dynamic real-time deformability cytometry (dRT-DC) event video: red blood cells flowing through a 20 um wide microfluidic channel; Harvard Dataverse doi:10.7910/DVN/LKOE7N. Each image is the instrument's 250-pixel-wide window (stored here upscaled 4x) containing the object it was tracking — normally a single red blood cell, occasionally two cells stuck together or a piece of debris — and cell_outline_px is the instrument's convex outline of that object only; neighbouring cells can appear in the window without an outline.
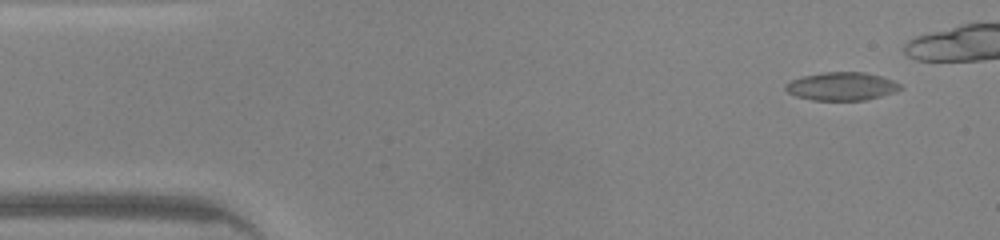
{"species": "common noctule bat (a hibernating species)", "species_latin": "Nyctalus noctula", "temperature_condition": "warm", "stored_images_in_passage": 17, "camera_frame_rate_fps": 3000, "um_per_image_px": 0.085, "animal": {"sex": "male", "body_mass_g": 20.0, "forearm_length_mm": 53.3}, "frame": {"image": 1, "passage_image": 1, "time_ms": 0.0, "image_size_px": [1000, 240], "cell_outline_px": [[904, 88], [896, 92], [864, 100], [812, 100], [796, 96], [788, 92], [784, 88], [784, 84], [792, 80], [804, 76], [824, 72], [864, 72], [880, 76], [892, 80], [900, 84]], "centroid_in_image_um": [71.55, 7.34], "position_along_channel_um": 13.5, "area_um2": 18.79}}
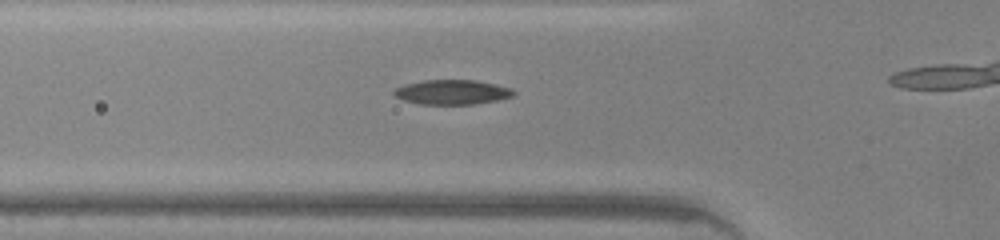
{"frame": {"image": 2, "passage_image": 13, "time_ms": 4.0, "image_size_px": [1000, 240], "cell_outline_px": [[516, 92], [512, 96], [496, 100], [472, 104], [420, 104], [404, 100], [396, 96], [392, 92], [396, 88], [404, 84], [424, 80], [476, 80], [496, 84], [512, 88]], "centroid_in_image_um": [38.43, 7.82], "position_along_channel_um": 87.4, "area_um2": 17.11}}
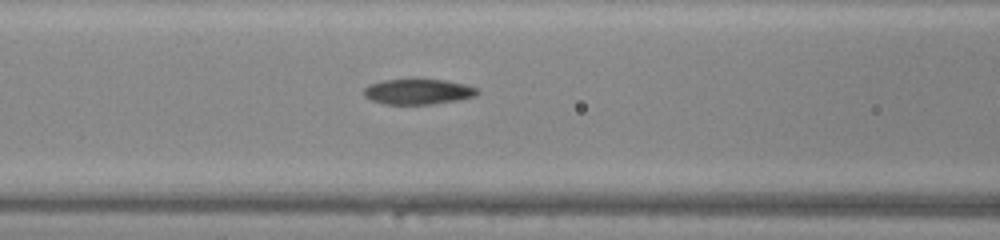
{"frame": {"image": 3, "passage_image": 16, "time_ms": 5.0, "image_size_px": [1000, 240], "cell_outline_px": [[480, 92], [476, 96], [460, 100], [432, 104], [384, 104], [372, 100], [364, 96], [364, 88], [372, 84], [384, 80], [444, 80], [464, 84], [476, 88]], "centroid_in_image_um": [35.57, 7.81], "position_along_channel_um": 131.0, "area_um2": 16.59}}